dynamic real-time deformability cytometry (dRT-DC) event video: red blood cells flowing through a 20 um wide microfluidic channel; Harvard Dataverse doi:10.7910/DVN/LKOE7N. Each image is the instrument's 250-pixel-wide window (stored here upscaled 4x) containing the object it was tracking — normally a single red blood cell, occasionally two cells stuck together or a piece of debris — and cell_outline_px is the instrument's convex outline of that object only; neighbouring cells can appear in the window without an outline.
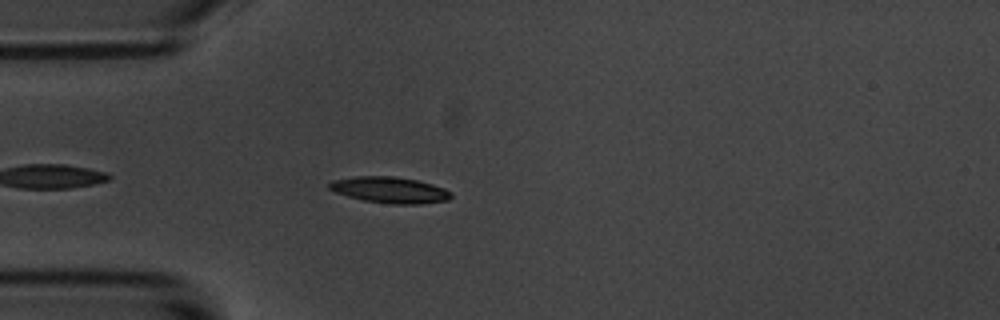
{"species": "common noctule bat (a hibernating species)", "species_latin": "Nyctalus noctula", "temperature_condition": "room temperature", "stored_images_in_passage": 4, "camera_frame_rate_fps": 3000, "um_per_image_px": 0.085, "animal": {"sex": "male", "body_mass_g": 20.1, "forearm_length_mm": 53.5}, "frame": {"image": 1, "passage_image": 4, "time_ms": 3.333, "image_size_px": [1000, 320], "cell_outline_px": [[452, 196], [448, 200], [420, 204], [392, 204], [364, 200], [348, 196], [336, 192], [328, 188], [328, 184], [332, 180], [356, 176], [392, 176], [416, 180], [432, 184], [444, 188], [452, 192]], "centroid_in_image_um": [33.14, 16.14], "position_along_channel_um": 51.9, "area_um2": 18.5}}